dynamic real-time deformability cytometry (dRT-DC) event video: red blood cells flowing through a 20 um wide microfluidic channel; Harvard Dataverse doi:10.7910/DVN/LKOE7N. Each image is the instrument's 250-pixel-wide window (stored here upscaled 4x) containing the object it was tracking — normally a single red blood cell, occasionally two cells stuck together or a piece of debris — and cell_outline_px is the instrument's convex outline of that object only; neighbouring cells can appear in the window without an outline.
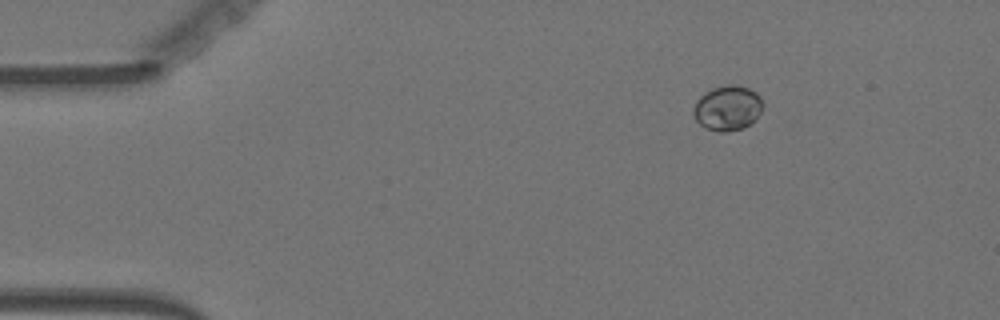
{"species": "Egyptian fruit bat (a non-hibernating species)", "species_latin": "Rousettus aegyptiacus", "temperature_condition": "warm", "stored_images_in_passage": 53, "camera_frame_rate_fps": 3000, "um_per_image_px": 0.085, "animal": {"sex": "female"}, "frame": {"image": 1, "passage_image": 5, "time_ms": 1.333, "image_size_px": [1000, 320], "cell_outline_px": [[764, 104], [760, 112], [744, 128], [728, 132], [720, 132], [708, 128], [700, 124], [696, 120], [692, 112], [692, 108], [696, 100], [700, 96], [712, 88], [728, 84], [736, 84], [748, 88], [756, 92], [760, 96]], "centroid_in_image_um": [61.83, 9.16], "position_along_channel_um": 23.2, "area_um2": 18.21}}
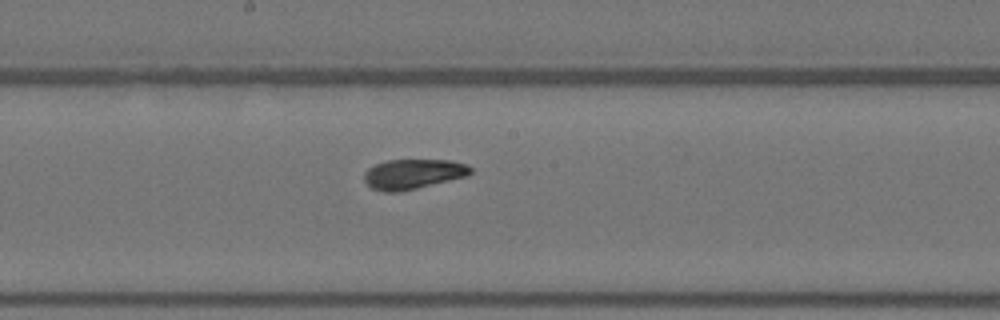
{"frame": {"image": 2, "passage_image": 27, "time_ms": 8.667, "image_size_px": [1000, 320], "cell_outline_px": [[472, 172], [468, 176], [400, 192], [384, 192], [372, 188], [364, 180], [364, 172], [368, 168], [376, 164], [388, 160], [452, 160], [468, 164], [472, 168]], "centroid_in_image_um": [35.14, 14.79], "position_along_channel_um": 213.1, "area_um2": 18.67}}
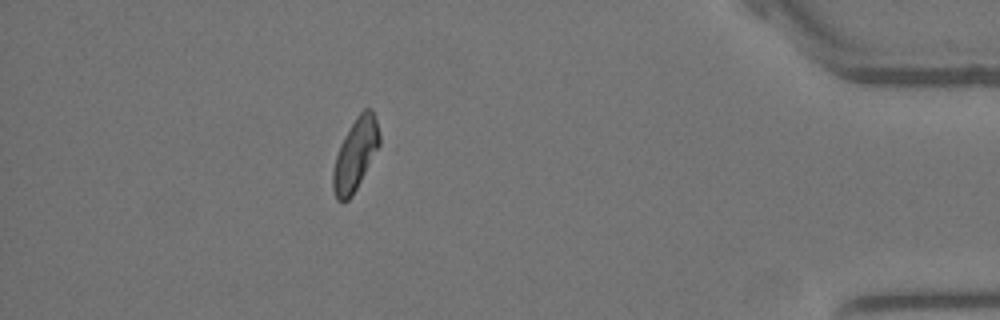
{"frame": {"image": 3, "passage_image": 47, "time_ms": 15.333, "image_size_px": [1000, 320], "cell_outline_px": [[380, 144], [352, 196], [348, 200], [336, 200], [332, 188], [332, 172], [336, 156], [340, 144], [344, 136], [356, 116], [364, 108], [368, 108], [372, 112], [376, 120], [380, 132]], "centroid_in_image_um": [30.19, 13.13], "position_along_channel_um": 405.0, "area_um2": 19.25}, "authors_computed_cell_mechanics": {"area_um2": 18.785, "velocity_mm_per_s": 3.6168, "shape_relaxation_time_tau1_ms": null, "shape_relaxation_time_tau2_ms": 2.9996, "deformation_change_tau1": null, "deformation_change_tau2": 0.0991}}